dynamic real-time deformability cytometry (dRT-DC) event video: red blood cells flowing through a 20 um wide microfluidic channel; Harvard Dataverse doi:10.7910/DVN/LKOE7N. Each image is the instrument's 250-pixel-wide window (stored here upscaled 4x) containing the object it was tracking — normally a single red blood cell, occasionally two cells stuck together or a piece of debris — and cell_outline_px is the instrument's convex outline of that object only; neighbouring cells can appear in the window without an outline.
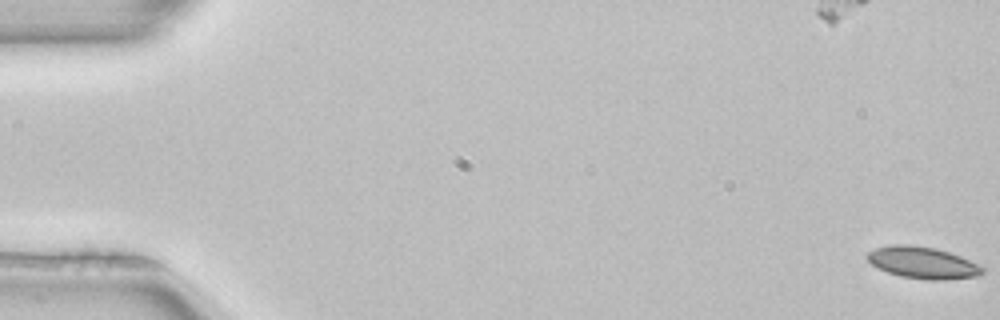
{"species": "common noctule bat (a hibernating species)", "species_latin": "Nyctalus noctula", "temperature_condition": "room temperature", "stored_images_in_passage": 52, "camera_frame_rate_fps": 3000, "um_per_image_px": 0.085, "animal": {"sex": "female", "body_mass_g": 22.7, "forearm_length_mm": 54.2}, "frame": {"image": 1, "passage_image": 1, "time_ms": 0.0, "image_size_px": [1000, 320], "cell_outline_px": [[984, 272], [976, 276], [944, 280], [932, 280], [900, 276], [888, 272], [872, 264], [864, 256], [868, 252], [876, 248], [896, 244], [908, 244], [936, 248], [960, 256], [984, 268]], "centroid_in_image_um": [78.4, 22.32], "position_along_channel_um": 6.6, "area_um2": 21.04}}
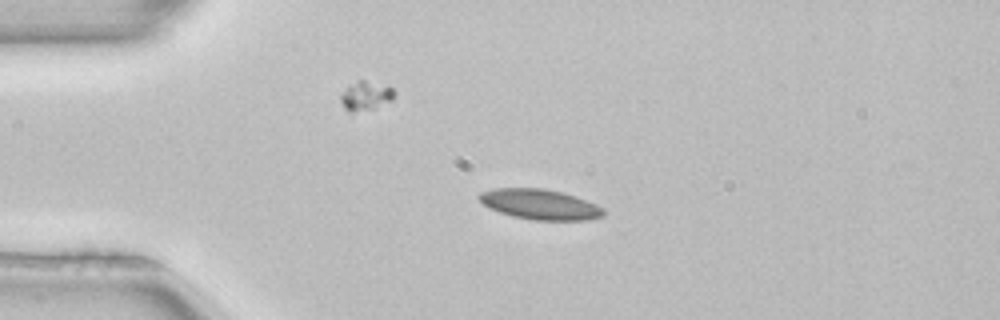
{"frame": {"image": 2, "passage_image": 13, "time_ms": 4.0, "image_size_px": [1000, 320], "cell_outline_px": [[604, 216], [584, 220], [532, 220], [512, 216], [488, 208], [476, 196], [480, 192], [492, 188], [544, 188], [576, 196], [596, 204], [604, 208]], "centroid_in_image_um": [45.87, 17.36], "position_along_channel_um": 39.1, "area_um2": 22.02}}
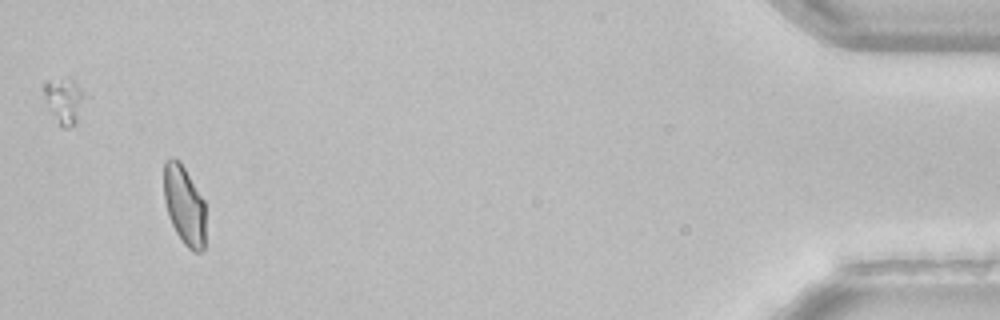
{"frame": {"image": 3, "passage_image": 50, "time_ms": 16.333, "image_size_px": [1000, 320], "cell_outline_px": [[204, 248], [200, 252], [192, 252], [184, 244], [176, 232], [168, 216], [164, 200], [164, 160], [172, 156], [180, 160], [204, 200]], "centroid_in_image_um": [15.64, 17.41], "position_along_channel_um": 419.6, "area_um2": 19.36}, "authors_computed_cell_mechanics": {"area_um2": 20.8947, "velocity_mm_per_s": 3.9757, "shape_relaxation_time_tau1_ms": 6.1392, "shape_relaxation_time_tau2_ms": 3.1716, "deformation_change_tau1": 0.1201, "deformation_change_tau2": 0.0579}}